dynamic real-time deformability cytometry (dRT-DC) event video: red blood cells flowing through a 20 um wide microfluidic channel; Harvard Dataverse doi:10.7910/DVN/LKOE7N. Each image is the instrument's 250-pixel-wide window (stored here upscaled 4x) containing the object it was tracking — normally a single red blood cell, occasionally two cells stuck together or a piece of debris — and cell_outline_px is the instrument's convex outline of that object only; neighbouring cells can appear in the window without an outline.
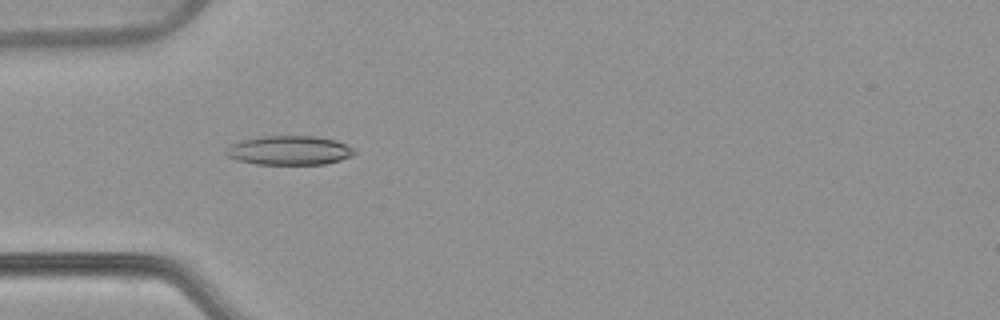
{"species": "common noctule bat (a hibernating species)", "species_latin": "Nyctalus noctula", "temperature_condition": "warm", "stored_images_in_passage": 53, "camera_frame_rate_fps": 3000, "um_per_image_px": 0.085, "animal": {"sex": "female", "body_mass_g": 22.7, "forearm_length_mm": 54.2}, "frame": {"image": 1, "passage_image": 16, "time_ms": 5.0, "image_size_px": [1000, 320], "cell_outline_px": [[356, 152], [352, 156], [340, 160], [324, 164], [256, 164], [236, 160], [228, 156], [224, 152], [224, 148], [228, 144], [240, 140], [268, 136], [316, 136], [336, 140], [352, 148]], "centroid_in_image_um": [24.53, 12.78], "position_along_channel_um": 60.5, "area_um2": 21.91}}
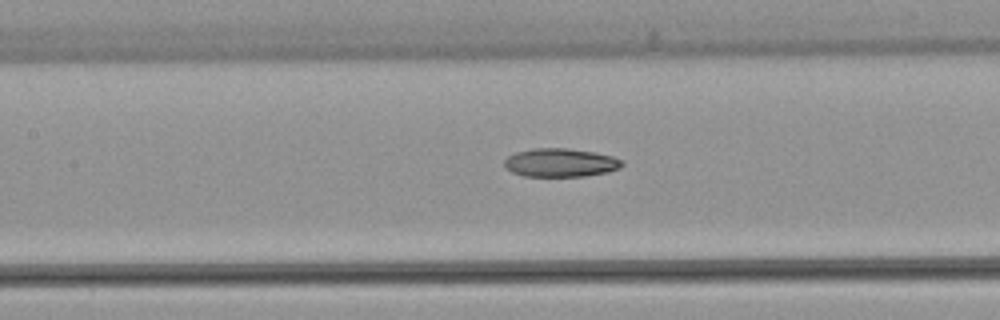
{"frame": {"image": 2, "passage_image": 24, "time_ms": 7.667, "image_size_px": [1000, 320], "cell_outline_px": [[624, 164], [620, 168], [608, 172], [584, 176], [524, 176], [512, 172], [504, 168], [504, 160], [508, 156], [516, 152], [532, 148], [568, 148], [596, 152], [612, 156], [624, 160]], "centroid_in_image_um": [47.65, 13.82], "position_along_channel_um": 159.8, "area_um2": 19.77}}
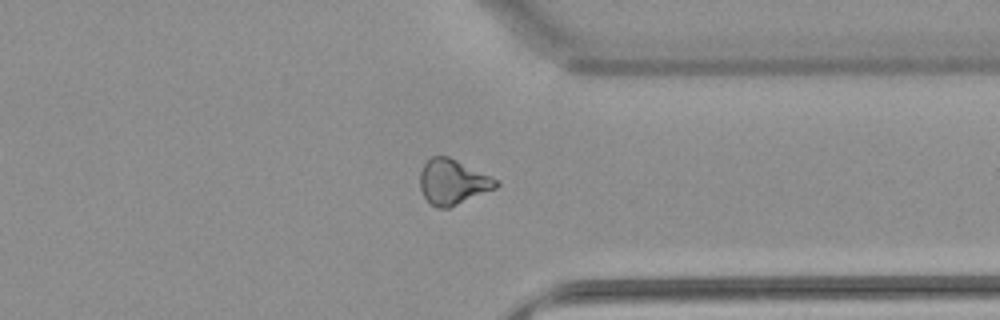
{"frame": {"image": 3, "passage_image": 41, "time_ms": 13.333, "image_size_px": [1000, 320], "cell_outline_px": [[500, 184], [496, 188], [448, 208], [440, 208], [432, 204], [424, 196], [420, 188], [420, 172], [424, 164], [432, 156], [448, 156], [496, 180]], "centroid_in_image_um": [38.45, 15.47], "position_along_channel_um": 373.0, "area_um2": 19.42}, "authors_computed_cell_mechanics": {"area_um2": 20.2878, "velocity_mm_per_s": 3.8077, "shape_relaxation_time_tau1_ms": null, "shape_relaxation_time_tau2_ms": 8.2927, "deformation_change_tau1": null, "deformation_change_tau2": 0.1821}}